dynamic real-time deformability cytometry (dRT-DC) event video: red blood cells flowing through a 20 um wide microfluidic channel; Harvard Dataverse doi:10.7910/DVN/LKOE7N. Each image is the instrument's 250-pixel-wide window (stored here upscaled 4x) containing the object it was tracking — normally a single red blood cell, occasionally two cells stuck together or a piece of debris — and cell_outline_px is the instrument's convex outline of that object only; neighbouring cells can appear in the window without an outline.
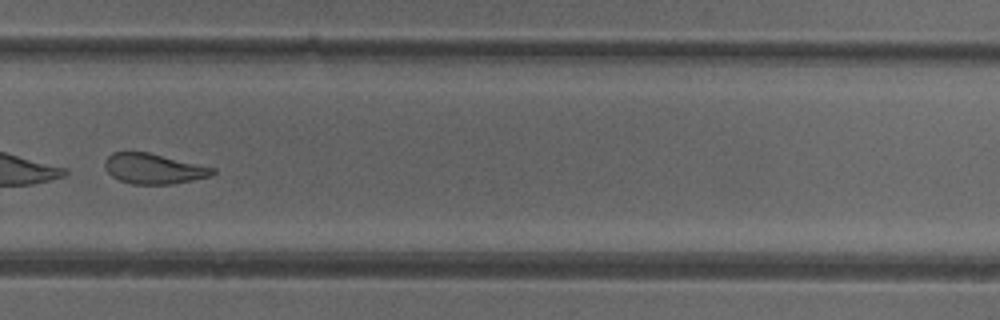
{"species": "common noctule bat (a hibernating species)", "species_latin": "Nyctalus noctula", "temperature_condition": "cold", "stored_images_in_passage": 47, "camera_frame_rate_fps": 3000, "um_per_image_px": 0.085, "animal": {"sex": "female"}, "frame": {"image": 1, "passage_image": 33, "time_ms": 10.667, "image_size_px": [1000, 320], "cell_outline_px": [[216, 172], [212, 176], [172, 184], [132, 184], [120, 180], [112, 176], [108, 172], [104, 164], [104, 160], [112, 152], [148, 152], [216, 168]], "centroid_in_image_um": [13.07, 14.34], "position_along_channel_um": 316.7, "area_um2": 19.02}}